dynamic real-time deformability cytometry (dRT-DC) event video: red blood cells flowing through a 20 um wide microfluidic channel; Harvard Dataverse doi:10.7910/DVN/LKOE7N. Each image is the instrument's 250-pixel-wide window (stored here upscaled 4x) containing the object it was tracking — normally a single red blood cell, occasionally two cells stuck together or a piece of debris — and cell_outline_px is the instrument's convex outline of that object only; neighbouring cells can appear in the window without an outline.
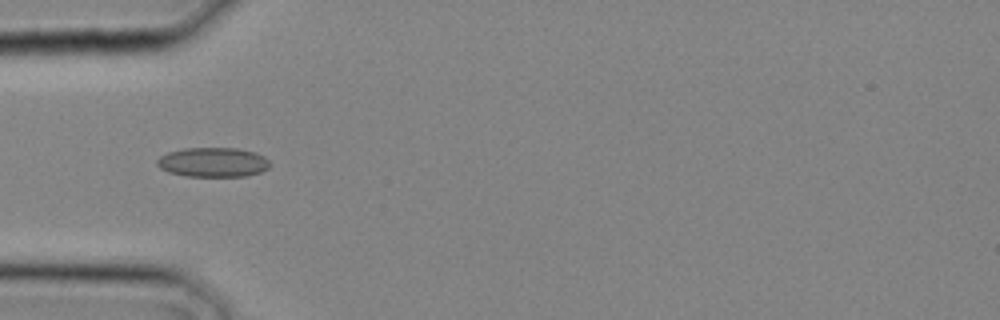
{"species": "common noctule bat (a hibernating species)", "species_latin": "Nyctalus noctula", "temperature_condition": "cold", "stored_images_in_passage": 8, "camera_frame_rate_fps": 3000, "um_per_image_px": 0.085, "animal": {"sex": "male", "body_mass_g": 20.4}, "frame": {"image": 1, "passage_image": 1, "time_ms": 0.0, "image_size_px": [1000, 320], "cell_outline_px": [[272, 164], [268, 168], [260, 172], [248, 176], [184, 176], [168, 172], [160, 168], [156, 164], [156, 160], [160, 156], [168, 152], [184, 148], [236, 148], [256, 152], [264, 156]], "centroid_in_image_um": [18.11, 13.79], "position_along_channel_um": 66.9, "area_um2": 19.59}}
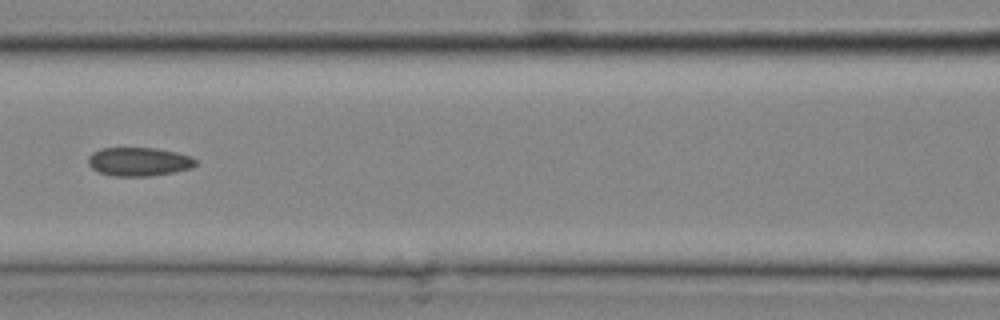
{"frame": {"image": 2, "passage_image": 5, "time_ms": 1.333, "image_size_px": [1000, 320], "cell_outline_px": [[196, 164], [192, 168], [172, 172], [148, 176], [116, 176], [100, 172], [92, 168], [88, 164], [88, 156], [92, 152], [100, 148], [156, 148], [176, 152], [192, 156], [196, 160]], "centroid_in_image_um": [11.8, 13.73], "position_along_channel_um": 154.8, "area_um2": 17.92}}
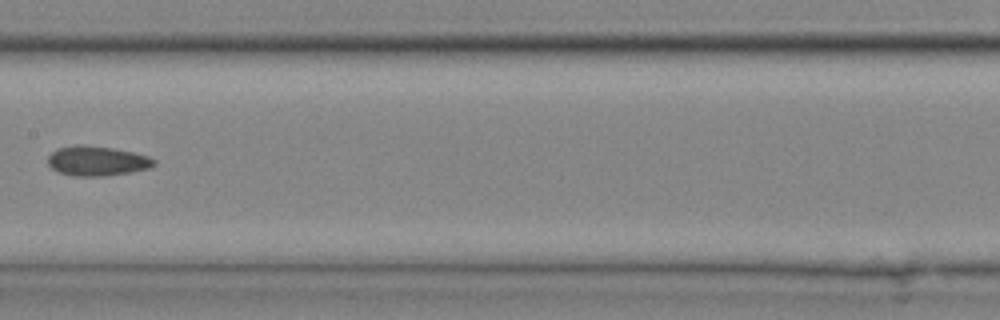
{"frame": {"image": 3, "passage_image": 7, "time_ms": 2.0, "image_size_px": [1000, 320], "cell_outline_px": [[156, 164], [148, 168], [132, 172], [104, 176], [72, 176], [60, 172], [52, 168], [48, 164], [48, 156], [56, 148], [76, 144], [80, 144], [112, 148], [132, 152], [148, 156], [156, 160]], "centroid_in_image_um": [8.23, 13.67], "position_along_channel_um": 199.2, "area_um2": 18.44}}